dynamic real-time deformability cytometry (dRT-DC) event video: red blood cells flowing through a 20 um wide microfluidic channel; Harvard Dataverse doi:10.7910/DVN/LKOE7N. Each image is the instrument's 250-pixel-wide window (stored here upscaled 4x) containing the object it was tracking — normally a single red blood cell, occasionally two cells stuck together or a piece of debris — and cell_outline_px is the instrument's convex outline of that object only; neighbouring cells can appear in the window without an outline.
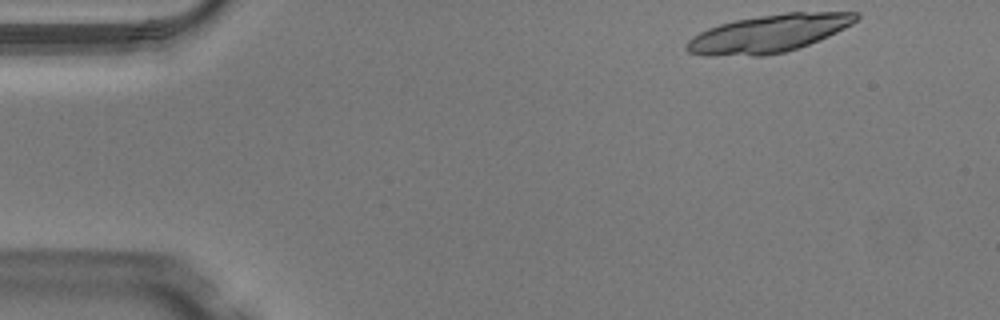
{"species": "Egyptian fruit bat (a non-hibernating species)", "species_latin": "Rousettus aegyptiacus", "temperature_condition": "warm", "stored_images_in_passage": 7, "camera_frame_rate_fps": 3000, "um_per_image_px": 0.085, "animal": {"sex": "male"}, "frame": {"image": 1, "passage_image": 1, "time_ms": 0.0, "image_size_px": [1000, 320], "cell_outline_px": [[860, 16], [852, 24], [828, 36], [808, 44], [784, 52], [764, 56], [708, 56], [688, 52], [684, 48], [688, 40], [692, 36], [708, 28], [720, 24], [736, 20], [784, 12], [856, 12]], "centroid_in_image_um": [65.3, 2.86], "position_along_channel_um": 19.7, "area_um2": 37.11}}